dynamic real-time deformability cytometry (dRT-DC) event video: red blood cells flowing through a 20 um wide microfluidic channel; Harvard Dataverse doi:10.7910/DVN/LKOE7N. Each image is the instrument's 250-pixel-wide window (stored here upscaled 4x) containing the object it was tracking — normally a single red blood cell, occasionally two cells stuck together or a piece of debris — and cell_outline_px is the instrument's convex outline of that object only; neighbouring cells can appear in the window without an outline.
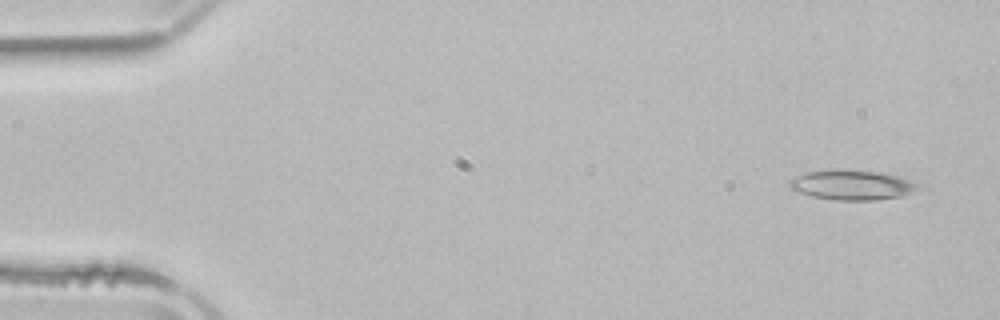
{"species": "common noctule bat (a hibernating species)", "species_latin": "Nyctalus noctula", "temperature_condition": "room temperature", "stored_images_in_passage": 5, "camera_frame_rate_fps": 3000, "um_per_image_px": 0.085, "animal": {"sex": "male", "body_mass_g": 21.5, "forearm_length_mm": 52.0}, "frame": {"image": 1, "passage_image": 1, "time_ms": 0.0, "image_size_px": [1000, 320], "cell_outline_px": [[920, 184], [908, 192], [900, 196], [876, 200], [836, 200], [812, 196], [800, 192], [792, 188], [788, 184], [792, 180], [808, 172], [836, 168], [880, 172], [900, 176], [916, 180]], "centroid_in_image_um": [72.46, 15.7], "position_along_channel_um": 12.5, "area_um2": 22.14}}
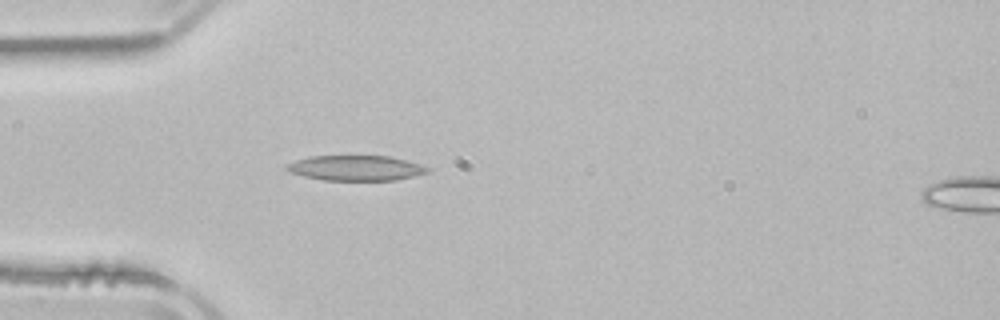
{"frame": {"image": 2, "passage_image": 4, "time_ms": 4.0, "image_size_px": [1000, 320], "cell_outline_px": [[428, 172], [396, 180], [324, 180], [304, 176], [288, 172], [284, 168], [284, 164], [308, 156], [388, 156], [420, 164], [428, 168]], "centroid_in_image_um": [30.15, 14.28], "position_along_channel_um": 54.8, "area_um2": 20.58}}